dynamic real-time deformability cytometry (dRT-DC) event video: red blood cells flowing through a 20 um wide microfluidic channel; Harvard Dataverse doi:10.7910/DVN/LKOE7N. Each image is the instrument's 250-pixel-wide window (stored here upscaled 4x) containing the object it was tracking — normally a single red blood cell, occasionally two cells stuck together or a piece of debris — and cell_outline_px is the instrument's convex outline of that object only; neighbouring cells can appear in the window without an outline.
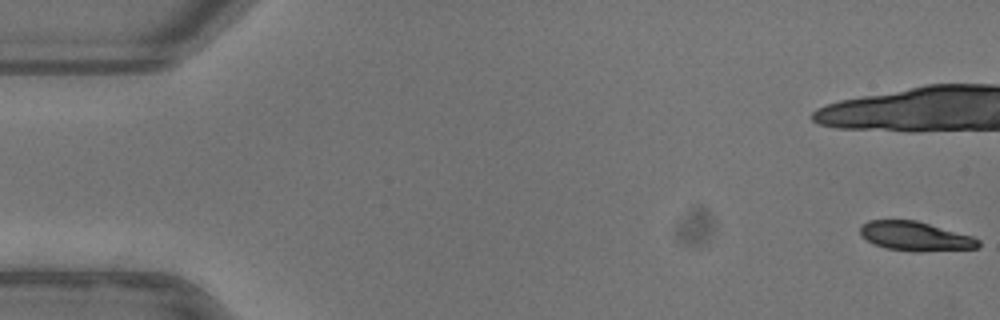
{"species": "common noctule bat (a hibernating species)", "species_latin": "Nyctalus noctula", "temperature_condition": "warm", "stored_images_in_passage": 22, "camera_frame_rate_fps": 3000, "um_per_image_px": 0.085, "animal": {"sex": "female"}, "frame": {"image": 1, "passage_image": 1, "time_ms": 0.0, "image_size_px": [1000, 320], "cell_outline_px": [[980, 248], [920, 252], [912, 252], [884, 248], [872, 244], [860, 236], [860, 224], [868, 220], [916, 220], [972, 236], [980, 240]], "centroid_in_image_um": [77.77, 20.09], "position_along_channel_um": 7.2, "area_um2": 20.52}}